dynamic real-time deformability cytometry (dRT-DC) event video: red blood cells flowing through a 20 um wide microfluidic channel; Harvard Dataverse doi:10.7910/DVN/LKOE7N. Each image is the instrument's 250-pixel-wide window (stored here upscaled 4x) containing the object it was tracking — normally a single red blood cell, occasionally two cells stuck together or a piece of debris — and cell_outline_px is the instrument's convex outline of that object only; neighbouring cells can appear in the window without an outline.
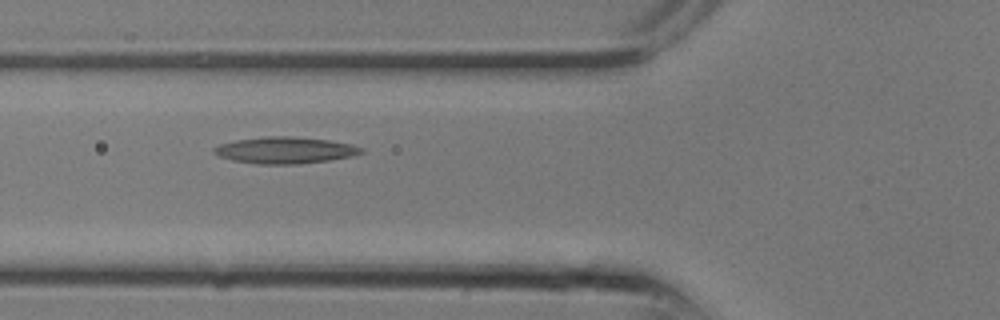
{"species": "common noctule bat (a hibernating species)", "species_latin": "Nyctalus noctula", "temperature_condition": "room temperature", "stored_images_in_passage": 6, "camera_frame_rate_fps": 3000, "um_per_image_px": 0.085, "animal": {"sex": "male", "body_mass_g": 13.3}, "frame": {"image": 1, "passage_image": 3, "time_ms": 0.667, "image_size_px": [1000, 320], "cell_outline_px": [[364, 152], [352, 156], [328, 160], [296, 164], [256, 164], [232, 160], [220, 156], [212, 152], [212, 148], [220, 144], [236, 140], [268, 136], [292, 136], [328, 140], [352, 144], [364, 148]], "centroid_in_image_um": [24.23, 12.77], "position_along_channel_um": 101.6, "area_um2": 22.77}}
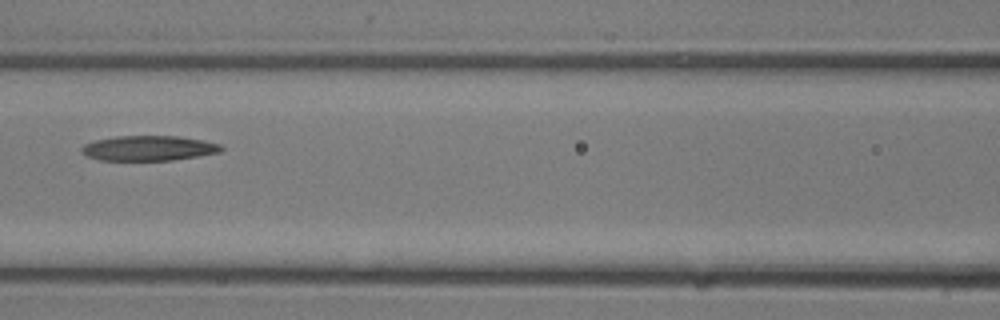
{"frame": {"image": 2, "passage_image": 5, "time_ms": 1.333, "image_size_px": [1000, 320], "cell_outline_px": [[224, 148], [220, 152], [200, 156], [172, 160], [100, 160], [84, 156], [80, 152], [80, 148], [84, 144], [96, 140], [116, 136], [180, 136], [204, 140], [220, 144]], "centroid_in_image_um": [12.63, 12.59], "position_along_channel_um": 154.0, "area_um2": 20.58}}